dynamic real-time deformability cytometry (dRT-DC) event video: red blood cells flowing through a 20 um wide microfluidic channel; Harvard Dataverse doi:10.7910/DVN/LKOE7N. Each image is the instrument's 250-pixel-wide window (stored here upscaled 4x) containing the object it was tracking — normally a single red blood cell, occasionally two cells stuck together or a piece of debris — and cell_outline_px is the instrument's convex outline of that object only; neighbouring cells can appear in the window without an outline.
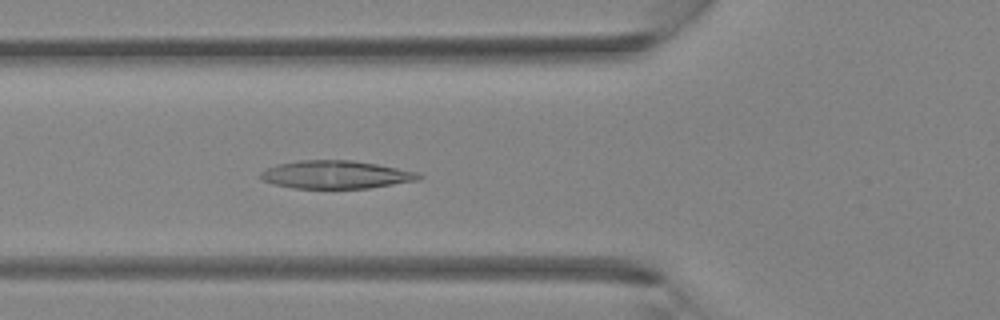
{"species": "Egyptian fruit bat (a non-hibernating species)", "species_latin": "Rousettus aegyptiacus", "temperature_condition": "room temperature", "stored_images_in_passage": 41, "camera_frame_rate_fps": 3000, "um_per_image_px": 0.085, "animal": {"sex": "female"}, "frame": {"image": 1, "passage_image": 15, "time_ms": 4.667, "image_size_px": [1000, 320], "cell_outline_px": [[424, 176], [420, 180], [368, 188], [292, 188], [276, 184], [264, 180], [260, 176], [260, 172], [276, 164], [296, 160], [352, 160], [376, 164], [420, 172]], "centroid_in_image_um": [28.59, 14.83], "position_along_channel_um": 97.2, "area_um2": 25.84}}
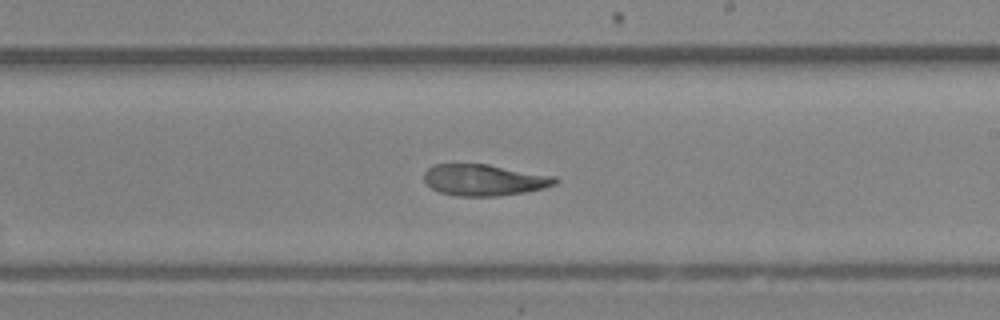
{"frame": {"image": 2, "passage_image": 24, "time_ms": 7.667, "image_size_px": [1000, 320], "cell_outline_px": [[560, 180], [556, 184], [544, 188], [524, 192], [496, 196], [456, 196], [440, 192], [432, 188], [424, 180], [424, 172], [432, 164], [488, 164], [556, 176]], "centroid_in_image_um": [41.18, 15.29], "position_along_channel_um": 247.8, "area_um2": 24.04}}
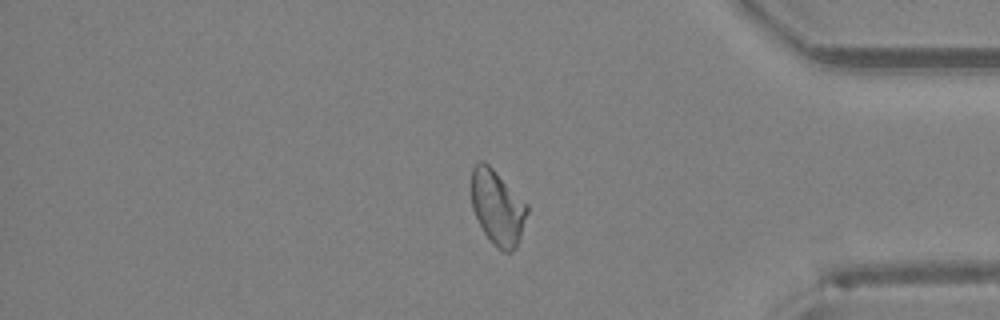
{"frame": {"image": 3, "passage_image": 34, "time_ms": 11.0, "image_size_px": [1000, 320], "cell_outline_px": [[528, 212], [516, 248], [512, 252], [504, 252], [496, 248], [492, 244], [484, 232], [472, 208], [472, 168], [480, 160], [484, 160], [528, 204]], "centroid_in_image_um": [42.29, 17.65], "position_along_channel_um": 392.9, "area_um2": 24.16}}